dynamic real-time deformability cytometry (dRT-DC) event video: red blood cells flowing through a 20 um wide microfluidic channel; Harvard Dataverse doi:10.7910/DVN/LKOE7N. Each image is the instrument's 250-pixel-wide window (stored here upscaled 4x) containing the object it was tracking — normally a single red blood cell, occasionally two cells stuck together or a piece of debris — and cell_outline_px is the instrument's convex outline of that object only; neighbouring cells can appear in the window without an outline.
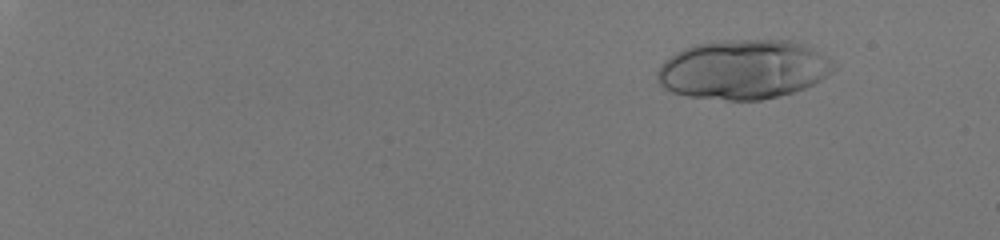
{"species": "human", "species_latin": "Homo sapiens", "temperature_condition": "room temperature", "stored_images_in_passage": 29, "camera_frame_rate_fps": 3000, "um_per_image_px": 0.085, "donor": {"sex": "male"}, "frame": {"image": 1, "passage_image": 8, "time_ms": 2.333, "image_size_px": [1000, 240], "cell_outline_px": [[840, 64], [828, 76], [804, 88], [792, 92], [760, 100], [728, 100], [688, 96], [668, 92], [656, 80], [656, 72], [660, 64], [664, 60], [676, 52], [684, 48], [696, 44], [720, 40], [788, 40], [808, 44], [828, 56]], "centroid_in_image_um": [63.21, 5.89], "position_along_channel_um": 21.8, "area_um2": 61.85}}
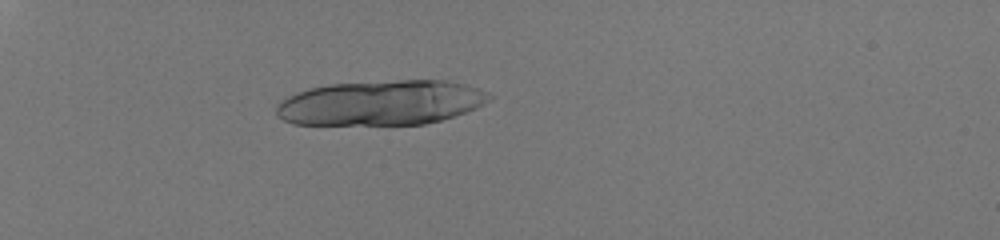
{"frame": {"image": 2, "passage_image": 21, "time_ms": 6.667, "image_size_px": [1000, 240], "cell_outline_px": [[492, 96], [488, 100], [476, 108], [456, 116], [424, 124], [292, 124], [276, 116], [276, 104], [280, 100], [296, 92], [308, 88], [332, 84], [400, 80], [444, 80], [464, 84], [488, 92]], "centroid_in_image_um": [32.36, 8.73], "position_along_channel_um": 52.6, "area_um2": 55.6}}